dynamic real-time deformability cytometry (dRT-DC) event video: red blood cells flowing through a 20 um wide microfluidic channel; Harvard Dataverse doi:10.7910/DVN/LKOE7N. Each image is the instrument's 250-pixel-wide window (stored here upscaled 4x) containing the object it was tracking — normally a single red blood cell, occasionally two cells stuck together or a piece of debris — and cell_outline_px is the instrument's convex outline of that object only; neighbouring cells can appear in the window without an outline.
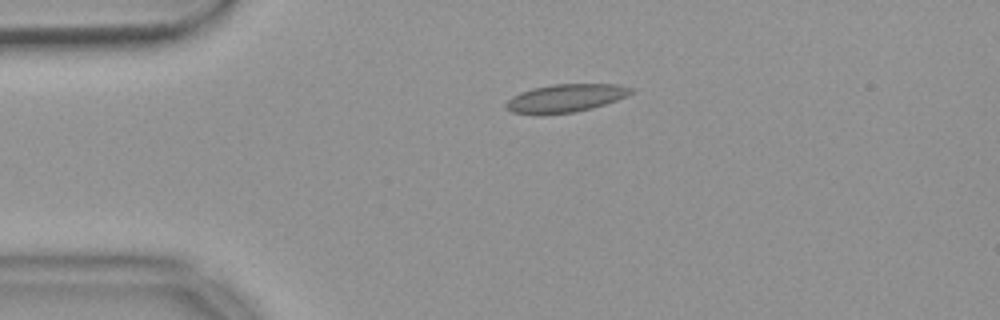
{"species": "common noctule bat (a hibernating species)", "species_latin": "Nyctalus noctula", "temperature_condition": "warm", "stored_images_in_passage": 44, "camera_frame_rate_fps": 3000, "um_per_image_px": 0.085, "animal": {"sex": "female", "body_mass_g": 18.4}, "frame": {"image": 1, "passage_image": 1, "time_ms": 0.0, "image_size_px": [1000, 320], "cell_outline_px": [[636, 88], [628, 96], [592, 108], [576, 112], [544, 116], [536, 116], [512, 112], [504, 104], [512, 96], [520, 92], [532, 88], [552, 84], [620, 84]], "centroid_in_image_um": [48.06, 8.36], "position_along_channel_um": 36.9, "area_um2": 20.98}}
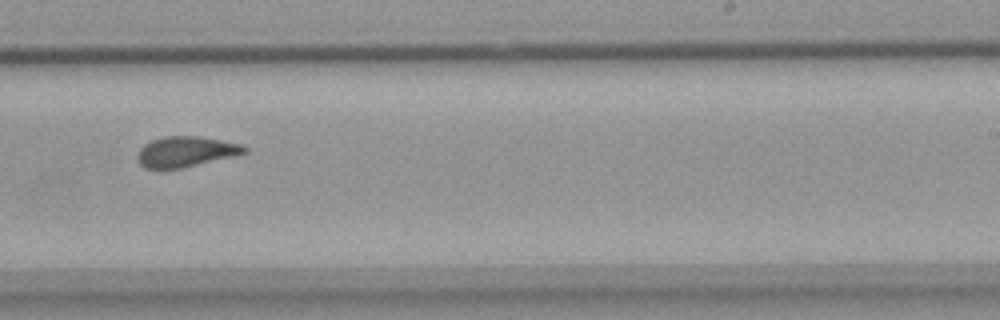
{"frame": {"image": 2, "passage_image": 23, "time_ms": 7.333, "image_size_px": [1000, 320], "cell_outline_px": [[248, 152], [236, 156], [180, 168], [144, 168], [136, 160], [136, 152], [144, 144], [152, 140], [164, 136], [196, 136], [244, 144], [248, 148]], "centroid_in_image_um": [15.8, 12.89], "position_along_channel_um": 273.2, "area_um2": 19.13}}
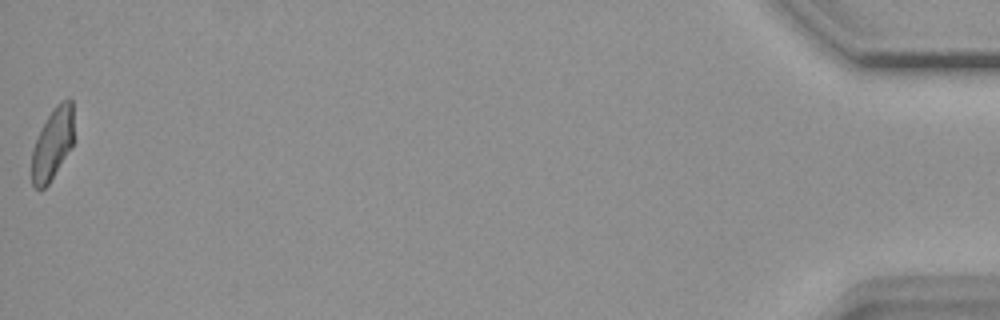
{"frame": {"image": 3, "passage_image": 44, "time_ms": 14.333, "image_size_px": [1000, 320], "cell_outline_px": [[72, 144], [48, 184], [40, 192], [32, 184], [32, 148], [52, 108], [60, 100], [68, 96], [72, 100]], "centroid_in_image_um": [4.44, 12.2], "position_along_channel_um": 430.8, "area_um2": 17.17}, "authors_computed_cell_mechanics": {"area_um2": 19.074, "velocity_mm_per_s": 3.6557, "shape_relaxation_time_tau1_ms": null, "shape_relaxation_time_tau2_ms": 1.3558, "deformation_change_tau1": null, "deformation_change_tau2": 0.0774}}